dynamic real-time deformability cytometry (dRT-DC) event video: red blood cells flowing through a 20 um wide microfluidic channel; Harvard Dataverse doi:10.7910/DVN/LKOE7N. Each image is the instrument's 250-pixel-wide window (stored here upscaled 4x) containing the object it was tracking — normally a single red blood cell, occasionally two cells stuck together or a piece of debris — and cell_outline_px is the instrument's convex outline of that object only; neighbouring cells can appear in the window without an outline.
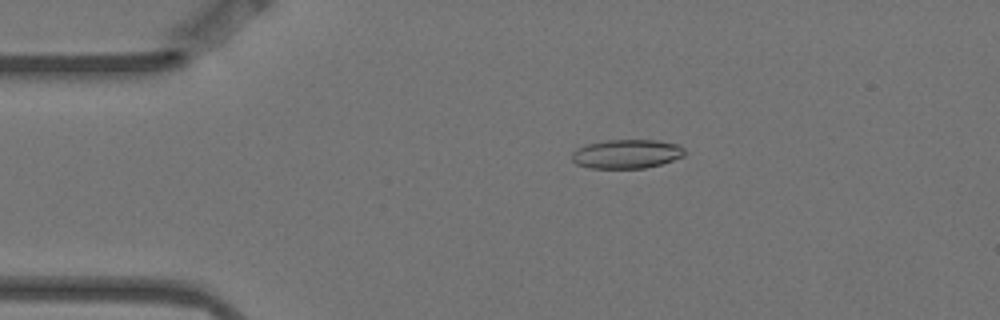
{"species": "Egyptian fruit bat (a non-hibernating species)", "species_latin": "Rousettus aegyptiacus", "temperature_condition": "warm", "stored_images_in_passage": 5, "camera_frame_rate_fps": 3000, "um_per_image_px": 0.085, "animal": {"sex": "female"}, "frame": {"image": 1, "passage_image": 3, "time_ms": 0.667, "image_size_px": [1000, 320], "cell_outline_px": [[688, 152], [684, 156], [660, 164], [644, 168], [588, 168], [576, 164], [572, 160], [572, 152], [576, 148], [588, 144], [608, 140], [656, 140], [680, 144]], "centroid_in_image_um": [53.29, 13.08], "position_along_channel_um": 31.7, "area_um2": 19.19}}